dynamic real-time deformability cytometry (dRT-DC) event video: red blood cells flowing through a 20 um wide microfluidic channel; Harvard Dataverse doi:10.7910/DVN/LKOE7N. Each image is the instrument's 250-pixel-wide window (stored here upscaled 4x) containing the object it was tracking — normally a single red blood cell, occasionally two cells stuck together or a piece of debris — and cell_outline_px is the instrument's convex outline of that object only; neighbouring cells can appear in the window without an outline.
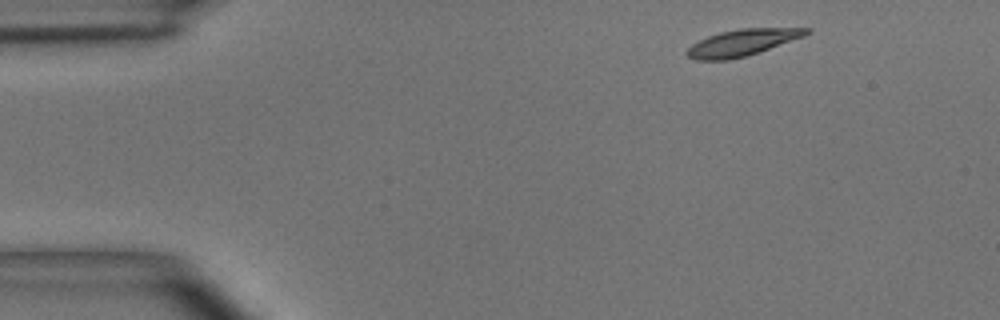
{"species": "common noctule bat (a hibernating species)", "species_latin": "Nyctalus noctula", "temperature_condition": "room temperature", "stored_images_in_passage": 44, "camera_frame_rate_fps": 3000, "um_per_image_px": 0.085, "animal": {"sex": "male", "body_mass_g": 15.6}, "frame": {"image": 1, "passage_image": 1, "time_ms": 0.0, "image_size_px": [1000, 320], "cell_outline_px": [[812, 32], [804, 36], [744, 56], [728, 60], [696, 60], [688, 56], [684, 52], [692, 44], [708, 36], [720, 32], [736, 28], [812, 28]], "centroid_in_image_um": [63.06, 3.61], "position_along_channel_um": 21.9, "area_um2": 18.21}}
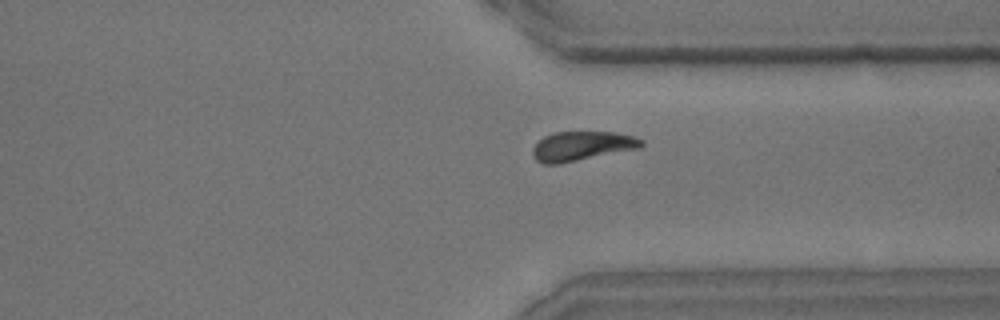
{"frame": {"image": 2, "passage_image": 32, "time_ms": 10.333, "image_size_px": [1000, 320], "cell_outline_px": [[644, 144], [640, 148], [556, 164], [544, 164], [536, 160], [532, 156], [532, 148], [544, 136], [556, 132], [616, 132], [632, 136], [644, 140]], "centroid_in_image_um": [49.46, 12.41], "position_along_channel_um": 361.9, "area_um2": 18.44}}
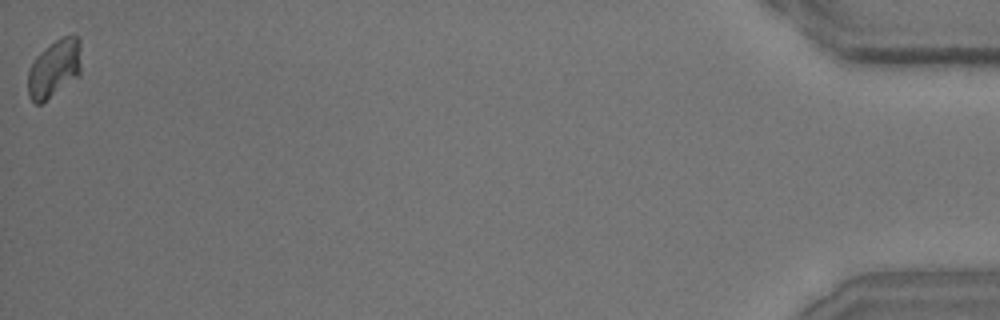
{"frame": {"image": 3, "passage_image": 44, "time_ms": 14.333, "image_size_px": [1000, 320], "cell_outline_px": [[80, 72], [76, 76], [40, 104], [36, 104], [28, 96], [28, 68], [36, 56], [44, 48], [56, 40], [64, 36], [76, 36], [80, 40]], "centroid_in_image_um": [4.57, 5.79], "position_along_channel_um": 430.6, "area_um2": 17.51}, "authors_computed_cell_mechanics": {"area_um2": 18.6116, "velocity_mm_per_s": 4.0349, "shape_relaxation_time_tau1_ms": 3.2667, "shape_relaxation_time_tau2_ms": null, "deformation_change_tau1": 0.1332, "deformation_change_tau2": null}}